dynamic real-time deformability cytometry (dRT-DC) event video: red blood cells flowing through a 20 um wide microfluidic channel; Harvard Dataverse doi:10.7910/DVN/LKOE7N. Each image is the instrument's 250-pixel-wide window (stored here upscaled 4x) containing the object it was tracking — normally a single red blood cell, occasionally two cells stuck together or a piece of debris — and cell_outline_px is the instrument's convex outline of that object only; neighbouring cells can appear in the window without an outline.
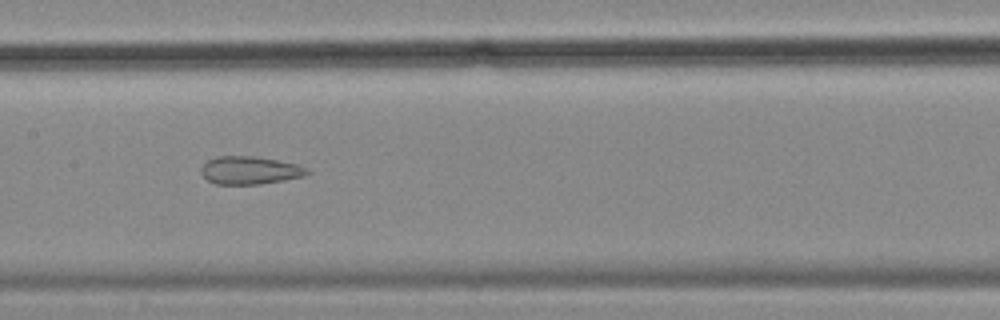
{"species": "common noctule bat (a hibernating species)", "species_latin": "Nyctalus noctula", "temperature_condition": "cold", "stored_images_in_passage": 34, "camera_frame_rate_fps": 3000, "um_per_image_px": 0.085, "animal": {"sex": "female", "body_mass_g": 18.4}, "frame": {"image": 1, "passage_image": 13, "time_ms": 4.0, "image_size_px": [1000, 320], "cell_outline_px": [[312, 172], [304, 176], [260, 184], [216, 184], [208, 180], [200, 172], [200, 168], [208, 160], [216, 156], [256, 156], [296, 164], [308, 168]], "centroid_in_image_um": [21.24, 14.47], "position_along_channel_um": 186.2, "area_um2": 17.22}}
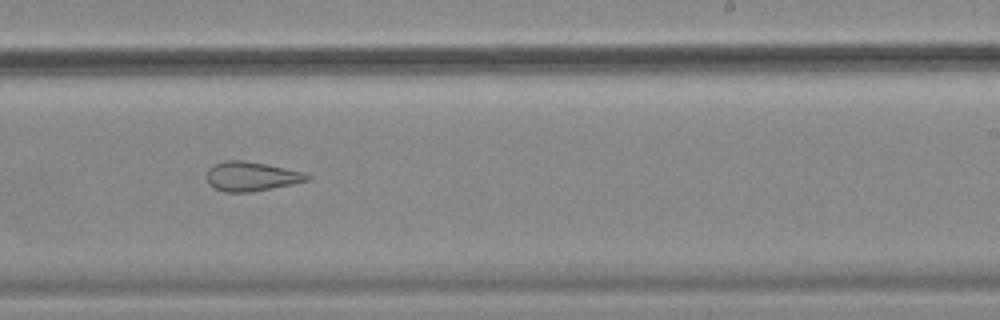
{"frame": {"image": 2, "passage_image": 20, "time_ms": 6.333, "image_size_px": [1000, 320], "cell_outline_px": [[312, 176], [308, 180], [292, 184], [248, 192], [224, 192], [208, 184], [208, 168], [224, 160], [244, 160], [304, 172]], "centroid_in_image_um": [21.36, 14.99], "position_along_channel_um": 267.6, "area_um2": 16.88}}
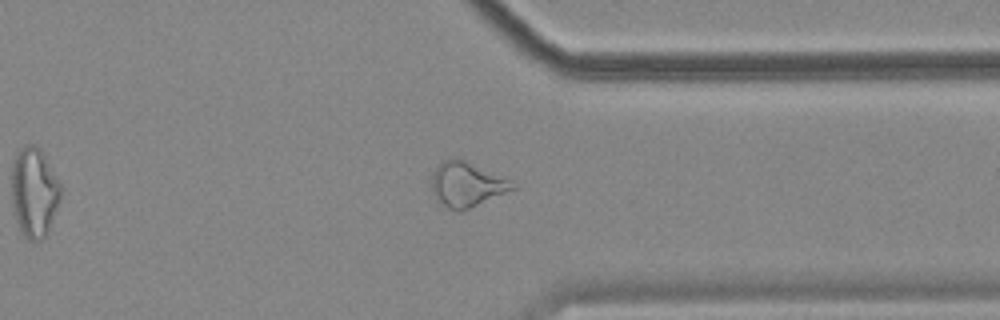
{"frame": {"image": 3, "passage_image": 29, "time_ms": 9.333, "image_size_px": [1000, 320], "cell_outline_px": [[516, 188], [460, 212], [456, 212], [448, 208], [432, 192], [432, 172], [444, 160], [452, 156], [456, 156], [508, 180]], "centroid_in_image_um": [39.62, 15.66], "position_along_channel_um": 371.8, "area_um2": 20.52}, "authors_computed_cell_mechanics": {"area_um2": 17.6579, "velocity_mm_per_s": 3.5059, "shape_relaxation_time_tau1_ms": null, "shape_relaxation_time_tau2_ms": 2.4331, "deformation_change_tau1": null, "deformation_change_tau2": 0.1087}}